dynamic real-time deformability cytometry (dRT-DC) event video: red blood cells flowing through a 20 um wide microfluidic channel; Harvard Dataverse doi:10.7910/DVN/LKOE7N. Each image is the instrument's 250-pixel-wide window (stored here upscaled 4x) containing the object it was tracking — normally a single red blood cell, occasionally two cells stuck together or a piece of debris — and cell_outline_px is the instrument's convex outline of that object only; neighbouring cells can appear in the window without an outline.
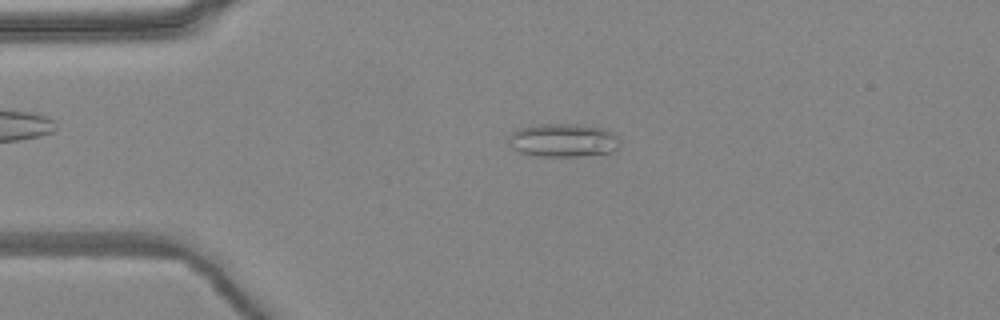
{"species": "common noctule bat (a hibernating species)", "species_latin": "Nyctalus noctula", "temperature_condition": "warm", "stored_images_in_passage": 4, "camera_frame_rate_fps": 3000, "um_per_image_px": 0.085, "animal": {"sex": "female", "body_mass_g": 24.6, "forearm_length_mm": 56.2}, "frame": {"image": 1, "passage_image": 3, "time_ms": 0.667, "image_size_px": [1000, 320], "cell_outline_px": [[620, 148], [612, 152], [576, 156], [536, 156], [520, 152], [512, 148], [508, 136], [512, 132], [520, 128], [540, 124], [580, 124], [604, 128], [620, 136]], "centroid_in_image_um": [47.93, 11.92], "position_along_channel_um": 37.1, "area_um2": 21.85}}